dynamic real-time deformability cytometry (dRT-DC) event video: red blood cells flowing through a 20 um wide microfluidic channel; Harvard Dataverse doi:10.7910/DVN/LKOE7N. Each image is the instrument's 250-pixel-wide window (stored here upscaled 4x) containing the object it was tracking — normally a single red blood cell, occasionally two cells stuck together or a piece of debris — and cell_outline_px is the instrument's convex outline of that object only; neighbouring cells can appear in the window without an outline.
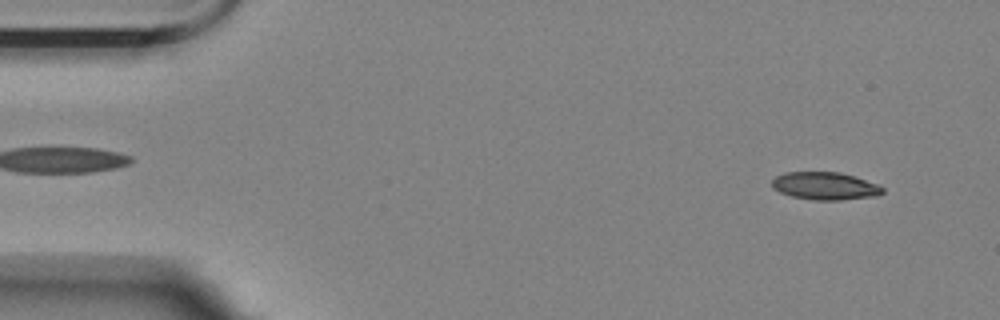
{"species": "Egyptian fruit bat (a non-hibernating species)", "species_latin": "Rousettus aegyptiacus", "temperature_condition": "room temperature", "stored_images_in_passage": 56, "camera_frame_rate_fps": 3000, "um_per_image_px": 0.085, "animal": {"sex": "female"}, "frame": {"image": 1, "passage_image": 4, "time_ms": 1.0, "image_size_px": [1000, 320], "cell_outline_px": [[884, 192], [876, 196], [840, 200], [812, 200], [792, 196], [780, 192], [772, 184], [772, 180], [776, 176], [784, 172], [840, 172], [876, 184], [884, 188]], "centroid_in_image_um": [70.12, 15.81], "position_along_channel_um": 14.9, "area_um2": 17.63}}
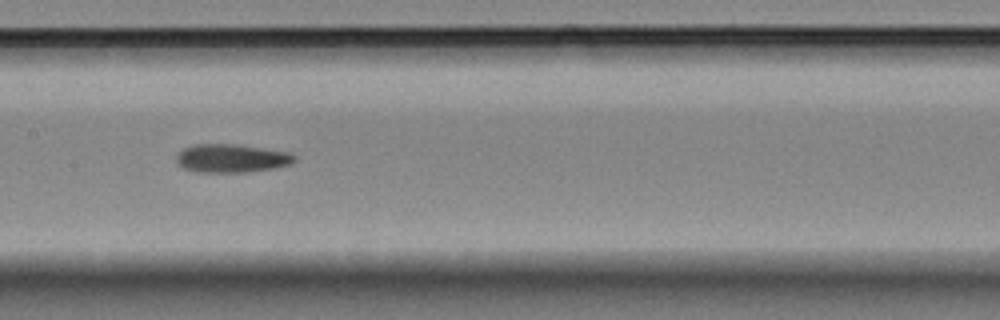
{"frame": {"image": 2, "passage_image": 27, "time_ms": 8.667, "image_size_px": [1000, 320], "cell_outline_px": [[296, 160], [292, 164], [272, 168], [244, 172], [200, 172], [184, 168], [176, 160], [176, 156], [184, 148], [196, 144], [236, 144], [288, 152], [296, 156]], "centroid_in_image_um": [19.7, 13.45], "position_along_channel_um": 187.7, "area_um2": 19.31}}
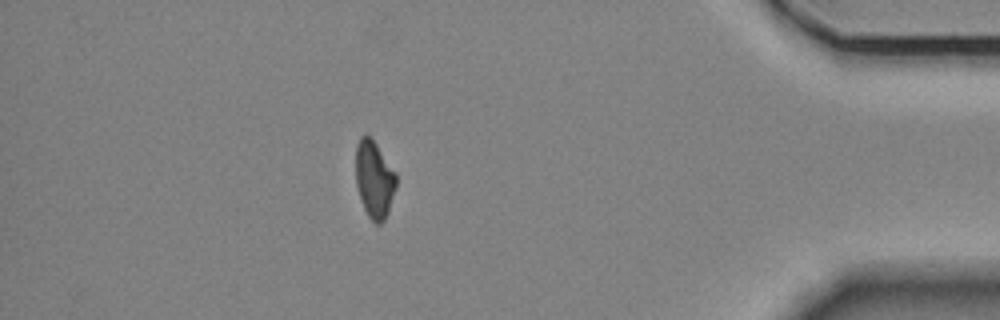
{"frame": {"image": 3, "passage_image": 49, "time_ms": 16.0, "image_size_px": [1000, 320], "cell_outline_px": [[396, 188], [388, 212], [384, 220], [380, 224], [376, 224], [368, 216], [364, 208], [356, 184], [356, 144], [360, 136], [368, 136], [376, 144], [396, 172]], "centroid_in_image_um": [31.82, 15.25], "position_along_channel_um": 403.4, "area_um2": 18.03}, "authors_computed_cell_mechanics": {"area_um2": 18.9006, "velocity_mm_per_s": 3.543, "shape_relaxation_time_tau1_ms": null, "shape_relaxation_time_tau2_ms": 4.3778, "deformation_change_tau1": null, "deformation_change_tau2": 0.1086}}